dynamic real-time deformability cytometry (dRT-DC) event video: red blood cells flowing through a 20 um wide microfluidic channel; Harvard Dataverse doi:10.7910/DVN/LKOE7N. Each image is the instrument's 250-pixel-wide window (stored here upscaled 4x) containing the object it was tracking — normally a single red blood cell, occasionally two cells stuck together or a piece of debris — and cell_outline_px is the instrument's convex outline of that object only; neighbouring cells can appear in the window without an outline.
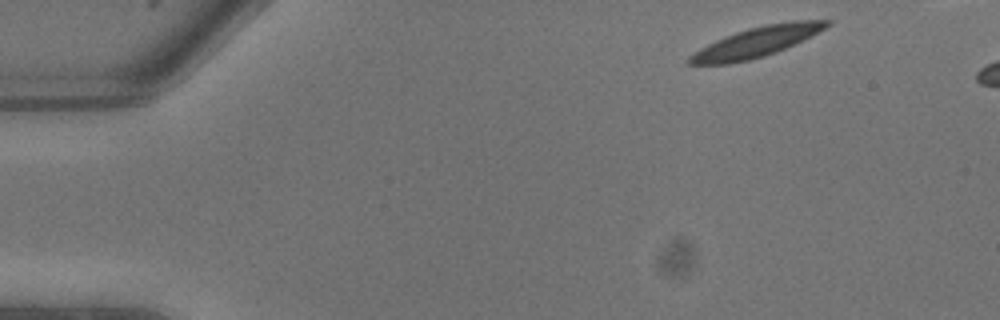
{"species": "common noctule bat (a hibernating species)", "species_latin": "Nyctalus noctula", "temperature_condition": "warm", "stored_images_in_passage": 7, "camera_frame_rate_fps": 3000, "um_per_image_px": 0.085, "animal": {"sex": "male", "body_mass_g": 13.3}, "frame": {"image": 1, "passage_image": 1, "time_ms": 0.0, "image_size_px": [1000, 320], "cell_outline_px": [[832, 24], [776, 52], [764, 56], [748, 60], [728, 64], [688, 64], [684, 60], [688, 56], [700, 48], [716, 40], [736, 32], [748, 28], [768, 24], [792, 20], [832, 20]], "centroid_in_image_um": [64.23, 3.57], "position_along_channel_um": 20.8, "area_um2": 23.58}}